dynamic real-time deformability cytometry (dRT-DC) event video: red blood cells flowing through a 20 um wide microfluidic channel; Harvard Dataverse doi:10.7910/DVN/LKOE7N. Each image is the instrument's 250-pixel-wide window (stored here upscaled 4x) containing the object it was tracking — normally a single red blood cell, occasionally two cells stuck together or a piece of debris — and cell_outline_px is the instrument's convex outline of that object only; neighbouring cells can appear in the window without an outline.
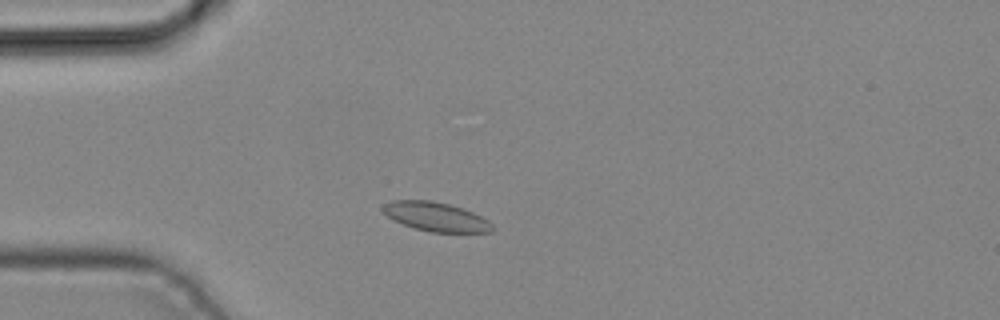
{"species": "common noctule bat (a hibernating species)", "species_latin": "Nyctalus noctula", "temperature_condition": "cold", "stored_images_in_passage": 2, "camera_frame_rate_fps": 3000, "um_per_image_px": 0.085, "animal": {"sex": "male", "body_mass_g": 19.2, "forearm_length_mm": 51.8}, "frame": {"image": 1, "passage_image": 1, "time_ms": 0.0, "image_size_px": [1000, 320], "cell_outline_px": [[496, 228], [492, 232], [432, 232], [416, 228], [404, 224], [388, 216], [380, 208], [384, 204], [392, 200], [432, 200], [448, 204], [472, 212], [488, 220]], "centroid_in_image_um": [37.07, 18.42], "position_along_channel_um": 47.9, "area_um2": 18.32}}